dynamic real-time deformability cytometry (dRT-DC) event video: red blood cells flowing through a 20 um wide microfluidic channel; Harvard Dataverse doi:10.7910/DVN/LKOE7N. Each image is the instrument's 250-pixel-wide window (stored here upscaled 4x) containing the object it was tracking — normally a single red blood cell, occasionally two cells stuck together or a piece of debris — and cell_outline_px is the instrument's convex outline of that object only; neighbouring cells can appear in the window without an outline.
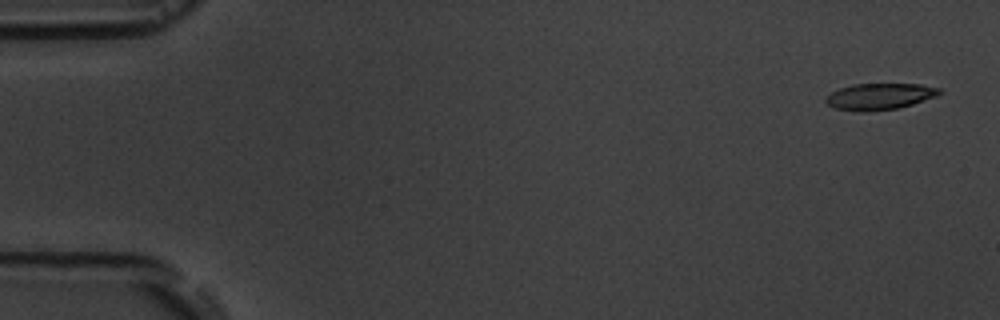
{"species": "common noctule bat (a hibernating species)", "species_latin": "Nyctalus noctula", "temperature_condition": "room temperature", "stored_images_in_passage": 15, "camera_frame_rate_fps": 3000, "um_per_image_px": 0.085, "animal": {"sex": "male", "body_mass_g": 19.5, "forearm_length_mm": 54.6}, "frame": {"image": 1, "passage_image": 1, "time_ms": 0.0, "image_size_px": [1000, 320], "cell_outline_px": [[944, 92], [936, 96], [912, 104], [896, 108], [864, 112], [860, 112], [836, 108], [828, 104], [824, 100], [832, 92], [840, 88], [852, 84], [920, 84], [940, 88]], "centroid_in_image_um": [74.79, 8.19], "position_along_channel_um": 10.2, "area_um2": 17.34}}
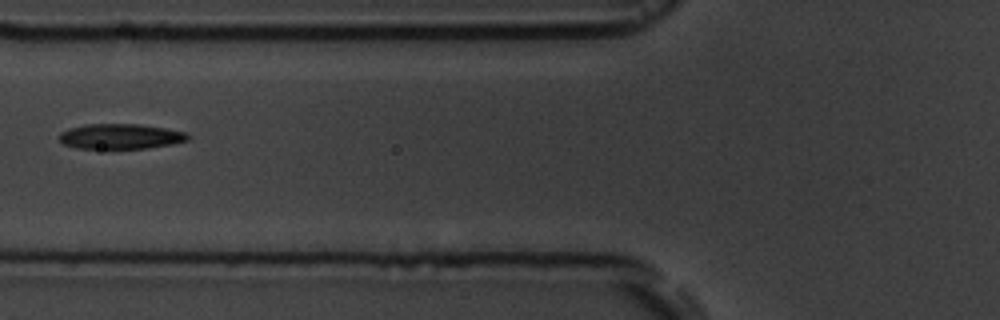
{"frame": {"image": 2, "passage_image": 6, "time_ms": 6.667, "image_size_px": [1000, 320], "cell_outline_px": [[192, 136], [188, 140], [172, 144], [148, 148], [76, 148], [64, 144], [60, 140], [60, 132], [68, 128], [88, 124], [140, 124], [164, 128], [184, 132]], "centroid_in_image_um": [10.25, 11.59], "position_along_channel_um": 115.5, "area_um2": 18.79}}
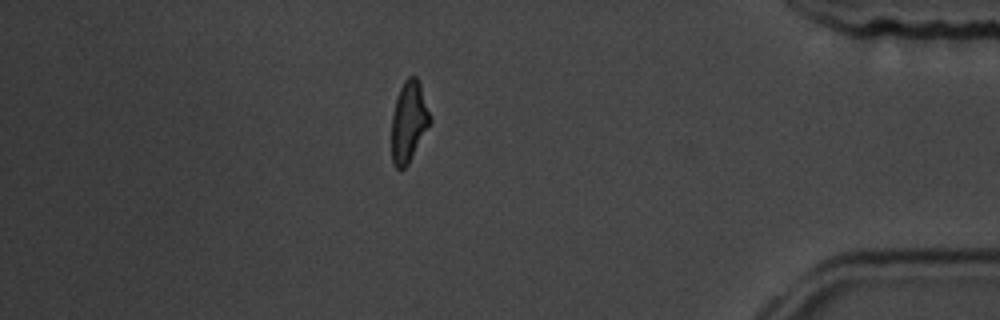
{"frame": {"image": 3, "passage_image": 14, "time_ms": 15.667, "image_size_px": [1000, 320], "cell_outline_px": [[432, 120], [408, 164], [400, 172], [392, 164], [392, 116], [396, 100], [400, 88], [404, 80], [408, 76], [416, 76], [420, 84]], "centroid_in_image_um": [34.74, 10.37], "position_along_channel_um": 400.5, "area_um2": 17.98}, "authors_computed_cell_mechanics": {"area_um2": 18.785, "velocity_mm_per_s": 3.5954, "shape_relaxation_time_tau1_ms": 2.2177, "shape_relaxation_time_tau2_ms": 3.4498, "deformation_change_tau1": 0.1141, "deformation_change_tau2": 0.1101}}